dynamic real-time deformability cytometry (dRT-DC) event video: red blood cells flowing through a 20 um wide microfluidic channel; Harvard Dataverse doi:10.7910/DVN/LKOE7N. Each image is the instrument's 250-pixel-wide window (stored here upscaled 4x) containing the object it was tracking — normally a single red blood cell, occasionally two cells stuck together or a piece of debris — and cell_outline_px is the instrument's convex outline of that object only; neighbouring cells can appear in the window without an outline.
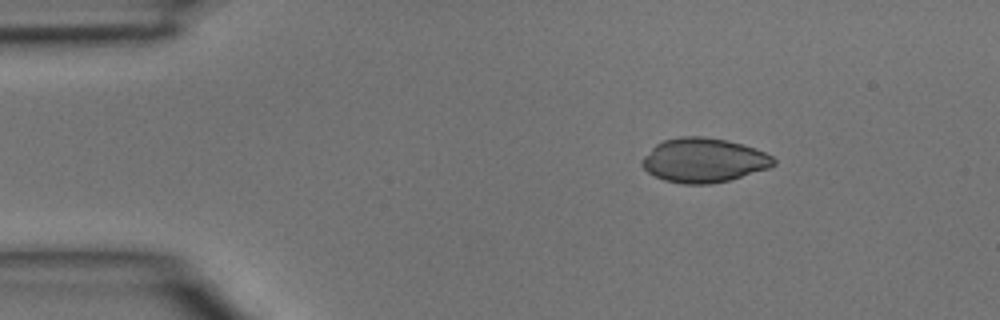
{"species": "common noctule bat (a hibernating species)", "species_latin": "Nyctalus noctula", "temperature_condition": "room temperature", "stored_images_in_passage": 4, "camera_frame_rate_fps": 3000, "um_per_image_px": 0.085, "animal": {"sex": "male", "body_mass_g": 15.6}, "frame": {"image": 1, "passage_image": 1, "time_ms": 0.0, "image_size_px": [1000, 320], "cell_outline_px": [[776, 164], [768, 168], [728, 180], [708, 184], [684, 184], [664, 180], [648, 172], [640, 164], [640, 160], [656, 144], [664, 140], [680, 136], [704, 136], [728, 140], [744, 144], [756, 148], [772, 156], [776, 160]], "centroid_in_image_um": [59.81, 13.61], "position_along_channel_um": 25.2, "area_um2": 33.99}}